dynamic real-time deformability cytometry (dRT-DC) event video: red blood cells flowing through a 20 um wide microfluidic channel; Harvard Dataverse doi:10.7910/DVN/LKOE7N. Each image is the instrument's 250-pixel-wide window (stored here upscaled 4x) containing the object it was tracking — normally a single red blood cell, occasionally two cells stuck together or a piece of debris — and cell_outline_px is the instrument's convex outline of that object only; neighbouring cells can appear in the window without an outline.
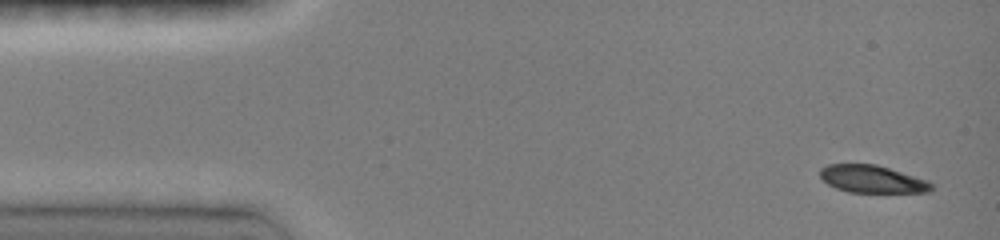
{"species": "common noctule bat (a hibernating species)", "species_latin": "Nyctalus noctula", "temperature_condition": "room temperature", "stored_images_in_passage": 8, "camera_frame_rate_fps": 3000, "um_per_image_px": 0.085, "animal": {"sex": "female", "body_mass_g": 19.0, "forearm_length_mm": 51.5}, "frame": {"image": 1, "passage_image": 1, "time_ms": 0.0, "image_size_px": [1000, 240], "cell_outline_px": [[932, 192], [848, 192], [836, 188], [828, 184], [820, 176], [820, 168], [828, 164], [876, 164], [928, 180], [932, 184]], "centroid_in_image_um": [74.13, 15.22], "position_along_channel_um": 10.9, "area_um2": 17.8}}
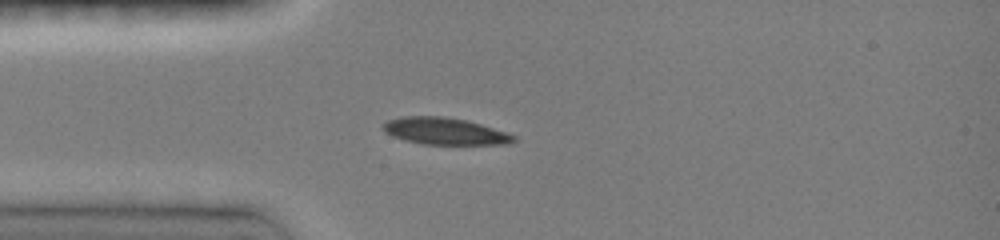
{"frame": {"image": 2, "passage_image": 7, "time_ms": 3.333, "image_size_px": [1000, 240], "cell_outline_px": [[516, 140], [512, 144], [424, 144], [404, 140], [392, 136], [384, 132], [380, 128], [380, 124], [388, 120], [400, 116], [444, 116], [468, 120], [516, 136]], "centroid_in_image_um": [37.74, 11.14], "position_along_channel_um": 47.3, "area_um2": 20.63}}